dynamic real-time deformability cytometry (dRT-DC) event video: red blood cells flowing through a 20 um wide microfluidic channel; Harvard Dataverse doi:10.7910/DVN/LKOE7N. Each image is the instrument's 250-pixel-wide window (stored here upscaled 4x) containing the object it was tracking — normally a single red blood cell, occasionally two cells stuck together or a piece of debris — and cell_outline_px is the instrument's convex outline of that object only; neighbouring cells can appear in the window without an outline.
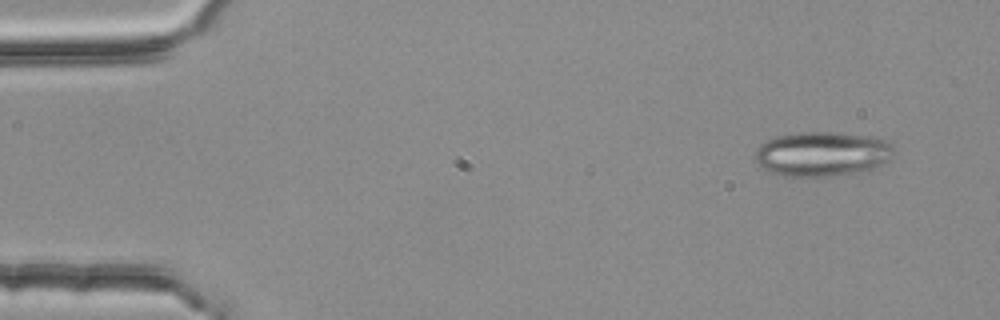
{"species": "common noctule bat (a hibernating species)", "species_latin": "Nyctalus noctula", "temperature_condition": "room temperature", "stored_images_in_passage": 4, "camera_frame_rate_fps": 3000, "um_per_image_px": 0.085, "animal": {"sex": "female", "body_mass_g": 25.1}, "frame": {"image": 1, "passage_image": 1, "time_ms": 0.0, "image_size_px": [1000, 320], "cell_outline_px": [[896, 148], [892, 156], [888, 160], [880, 164], [844, 176], [784, 176], [768, 172], [756, 160], [756, 148], [760, 144], [776, 136], [800, 132], [828, 132], [872, 136], [884, 140], [892, 144]], "centroid_in_image_um": [69.88, 13.08], "position_along_channel_um": 15.1, "area_um2": 36.01}}